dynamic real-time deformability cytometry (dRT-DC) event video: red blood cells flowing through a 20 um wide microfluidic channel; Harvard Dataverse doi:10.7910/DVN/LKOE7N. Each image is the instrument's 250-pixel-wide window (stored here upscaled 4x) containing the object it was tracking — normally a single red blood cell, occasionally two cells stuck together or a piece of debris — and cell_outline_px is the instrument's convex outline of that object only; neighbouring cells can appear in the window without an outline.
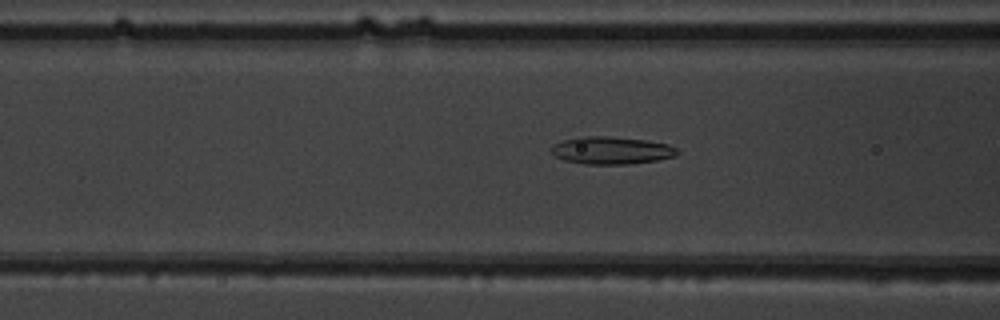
{"species": "common noctule bat (a hibernating species)", "species_latin": "Nyctalus noctula", "temperature_condition": "warm", "stored_images_in_passage": 51, "camera_frame_rate_fps": 3000, "um_per_image_px": 0.085, "animal": {"sex": "male", "body_mass_g": 19.5, "forearm_length_mm": 54.6}, "frame": {"image": 1, "passage_image": 21, "time_ms": 6.667, "image_size_px": [1000, 320], "cell_outline_px": [[680, 152], [676, 156], [656, 160], [628, 164], [584, 164], [564, 160], [556, 156], [552, 152], [552, 144], [564, 140], [580, 136], [608, 136], [644, 140], [668, 144], [676, 148]], "centroid_in_image_um": [51.97, 12.78], "position_along_channel_um": 114.6, "area_um2": 20.11}}
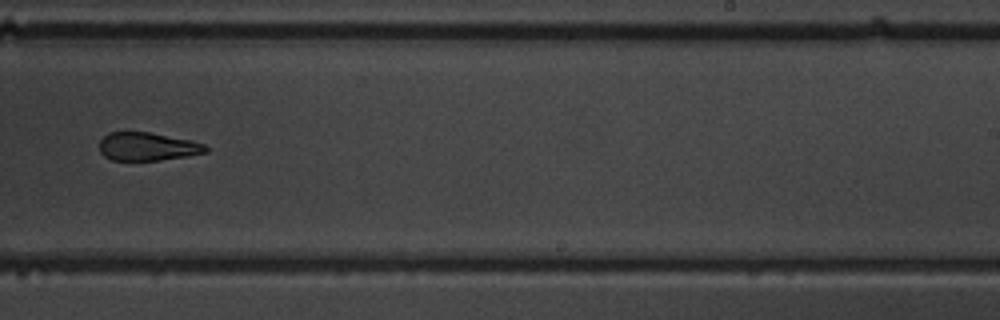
{"frame": {"image": 2, "passage_image": 33, "time_ms": 10.667, "image_size_px": [1000, 320], "cell_outline_px": [[208, 152], [188, 156], [160, 160], [112, 160], [104, 156], [100, 152], [100, 140], [108, 132], [148, 132], [192, 140], [204, 144], [208, 148]], "centroid_in_image_um": [12.55, 12.46], "position_along_channel_um": 276.5, "area_um2": 17.51}}
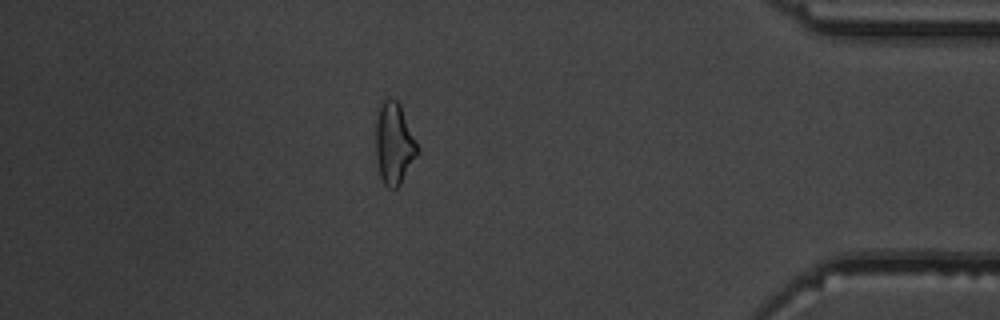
{"frame": {"image": 3, "passage_image": 45, "time_ms": 14.667, "image_size_px": [1000, 320], "cell_outline_px": [[420, 152], [400, 184], [396, 188], [388, 188], [384, 184], [380, 176], [376, 156], [376, 108], [384, 100], [396, 100], [400, 104], [420, 148]], "centroid_in_image_um": [33.51, 12.2], "position_along_channel_um": 401.7, "area_um2": 20.06}}